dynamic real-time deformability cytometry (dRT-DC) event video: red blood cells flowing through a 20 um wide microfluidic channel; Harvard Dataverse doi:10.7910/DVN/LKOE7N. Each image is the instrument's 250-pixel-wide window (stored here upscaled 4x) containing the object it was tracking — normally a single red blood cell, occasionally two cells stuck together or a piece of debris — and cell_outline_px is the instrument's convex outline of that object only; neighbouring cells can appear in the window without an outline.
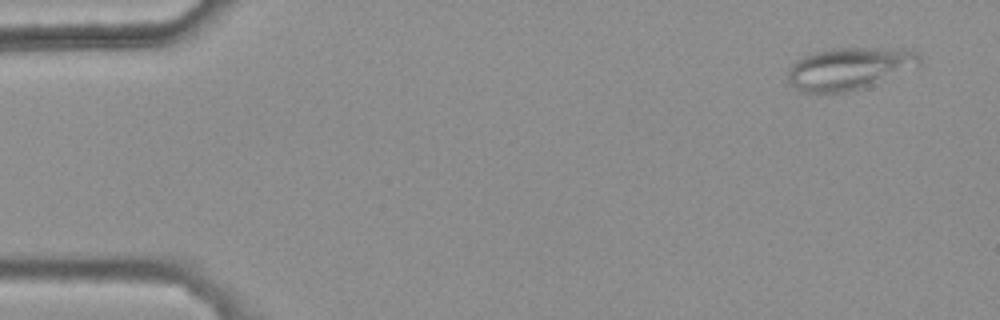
{"species": "common noctule bat (a hibernating species)", "species_latin": "Nyctalus noctula", "temperature_condition": "warm", "stored_images_in_passage": 48, "camera_frame_rate_fps": 3000, "um_per_image_px": 0.085, "animal": {"sex": "female", "body_mass_g": 25.1}, "frame": {"image": 1, "passage_image": 3, "time_ms": 0.667, "image_size_px": [1000, 320], "cell_outline_px": [[920, 68], [860, 88], [844, 92], [804, 92], [796, 88], [788, 80], [788, 72], [792, 64], [796, 60], [812, 52], [832, 48], [904, 48], [916, 52], [920, 56]], "centroid_in_image_um": [72.25, 5.8], "position_along_channel_um": 12.7, "area_um2": 32.54}}
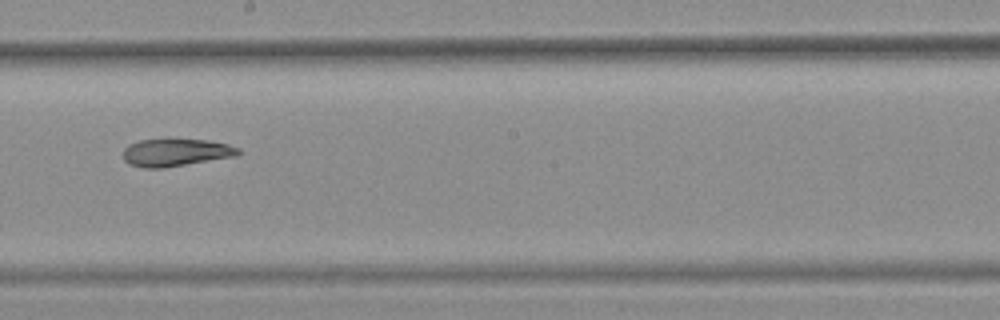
{"frame": {"image": 2, "passage_image": 30, "time_ms": 9.667, "image_size_px": [1000, 320], "cell_outline_px": [[240, 152], [236, 156], [160, 168], [144, 168], [128, 164], [124, 160], [124, 148], [128, 144], [140, 140], [164, 136], [168, 136], [208, 140], [228, 144], [240, 148]], "centroid_in_image_um": [14.91, 12.9], "position_along_channel_um": 233.3, "area_um2": 19.25}}
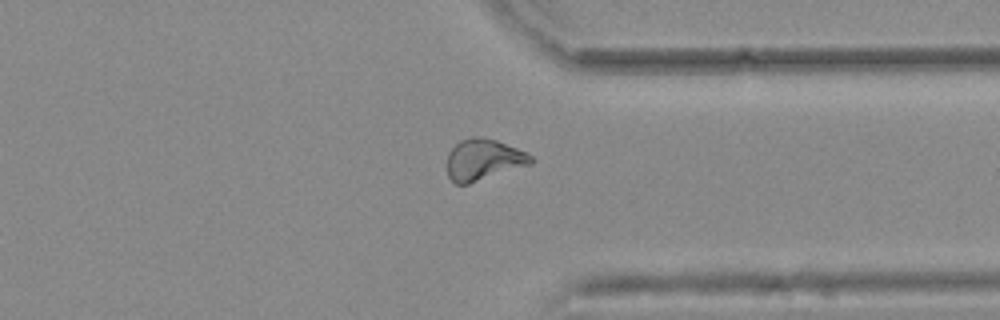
{"frame": {"image": 3, "passage_image": 41, "time_ms": 13.333, "image_size_px": [1000, 320], "cell_outline_px": [[536, 160], [532, 164], [468, 184], [456, 184], [448, 176], [448, 152], [460, 140], [472, 136], [476, 136], [496, 140], [516, 148], [532, 156]], "centroid_in_image_um": [41.1, 13.57], "position_along_channel_um": 370.3, "area_um2": 20.06}, "authors_computed_cell_mechanics": {"area_um2": 19.941, "velocity_mm_per_s": 3.7779, "shape_relaxation_time_tau1_ms": null, "shape_relaxation_time_tau2_ms": 10.1296, "deformation_change_tau1": null, "deformation_change_tau2": 0.1734}}